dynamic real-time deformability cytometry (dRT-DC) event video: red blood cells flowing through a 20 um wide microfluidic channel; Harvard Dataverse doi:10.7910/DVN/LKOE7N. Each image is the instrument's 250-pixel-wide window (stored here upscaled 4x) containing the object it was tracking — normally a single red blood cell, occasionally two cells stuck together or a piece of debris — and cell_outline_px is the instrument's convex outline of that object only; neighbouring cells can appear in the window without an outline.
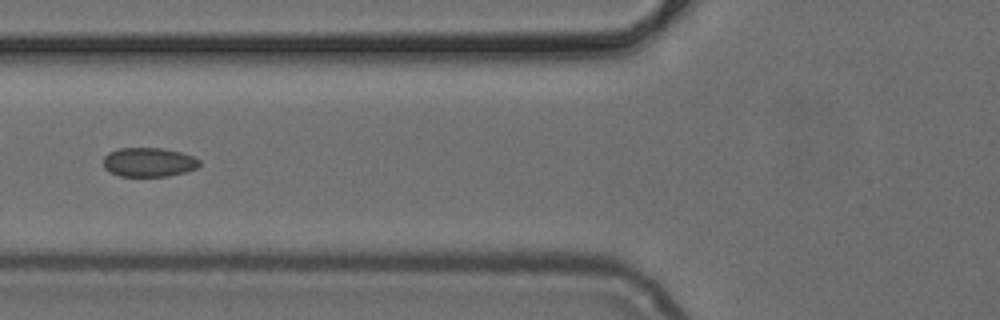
{"species": "common noctule bat (a hibernating species)", "species_latin": "Nyctalus noctula", "temperature_condition": "cold", "stored_images_in_passage": 44, "camera_frame_rate_fps": 3000, "um_per_image_px": 0.085, "animal": {"sex": "female", "body_mass_g": 24.6, "forearm_length_mm": 56.2}, "frame": {"image": 1, "passage_image": 13, "time_ms": 4.0, "image_size_px": [1000, 320], "cell_outline_px": [[200, 164], [196, 168], [184, 172], [168, 176], [120, 176], [108, 172], [104, 168], [104, 156], [108, 152], [120, 148], [160, 148], [180, 152], [192, 156], [200, 160]], "centroid_in_image_um": [12.61, 13.79], "position_along_channel_um": 113.2, "area_um2": 16.3}}
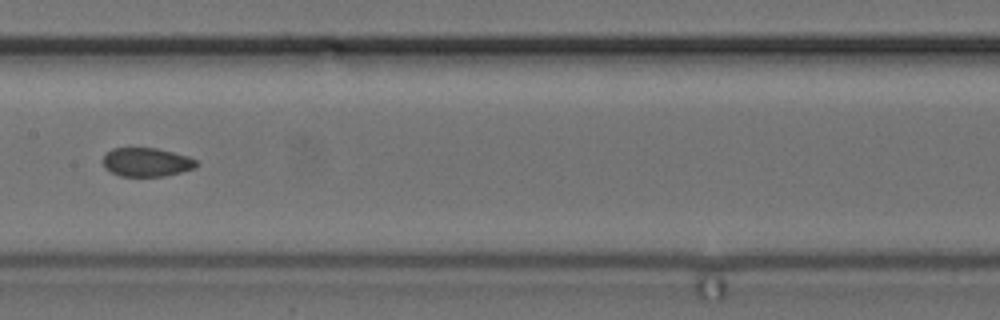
{"frame": {"image": 2, "passage_image": 19, "time_ms": 6.0, "image_size_px": [1000, 320], "cell_outline_px": [[200, 164], [196, 168], [164, 176], [120, 176], [104, 168], [104, 156], [112, 148], [156, 148], [188, 156], [196, 160]], "centroid_in_image_um": [12.49, 13.79], "position_along_channel_um": 194.9, "area_um2": 15.61}}